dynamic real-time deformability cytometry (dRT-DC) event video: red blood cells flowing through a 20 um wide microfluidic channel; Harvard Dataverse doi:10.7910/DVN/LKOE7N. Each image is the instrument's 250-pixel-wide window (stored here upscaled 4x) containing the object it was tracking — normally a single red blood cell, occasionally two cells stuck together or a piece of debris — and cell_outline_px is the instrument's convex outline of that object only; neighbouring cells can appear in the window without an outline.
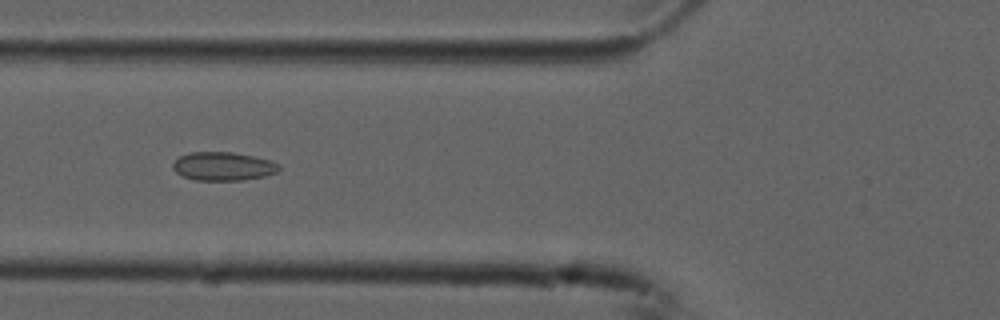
{"species": "common noctule bat (a hibernating species)", "species_latin": "Nyctalus noctula", "temperature_condition": "cold", "stored_images_in_passage": 10, "camera_frame_rate_fps": 3000, "um_per_image_px": 0.085, "animal": {"sex": "male", "forearm_length_mm": 52.5}, "frame": {"image": 1, "passage_image": 6, "time_ms": 1.667, "image_size_px": [1000, 320], "cell_outline_px": [[280, 168], [276, 172], [264, 176], [240, 180], [196, 180], [184, 176], [176, 172], [172, 168], [172, 164], [180, 156], [188, 152], [232, 152], [252, 156], [268, 160], [280, 164]], "centroid_in_image_um": [18.95, 14.13], "position_along_channel_um": 106.9, "area_um2": 17.46}}
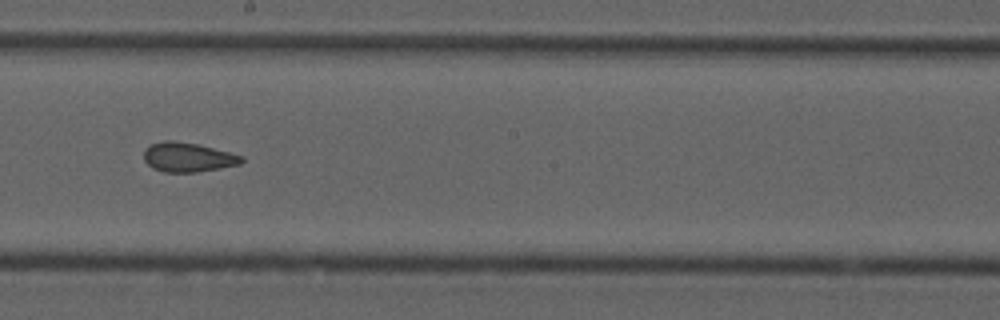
{"frame": {"image": 2, "passage_image": 9, "time_ms": 2.667, "image_size_px": [1000, 320], "cell_outline_px": [[244, 160], [240, 164], [196, 172], [164, 172], [152, 168], [144, 160], [144, 152], [152, 144], [164, 140], [172, 140], [200, 144], [244, 156]], "centroid_in_image_um": [15.99, 13.36], "position_along_channel_um": 232.2, "area_um2": 16.7}}
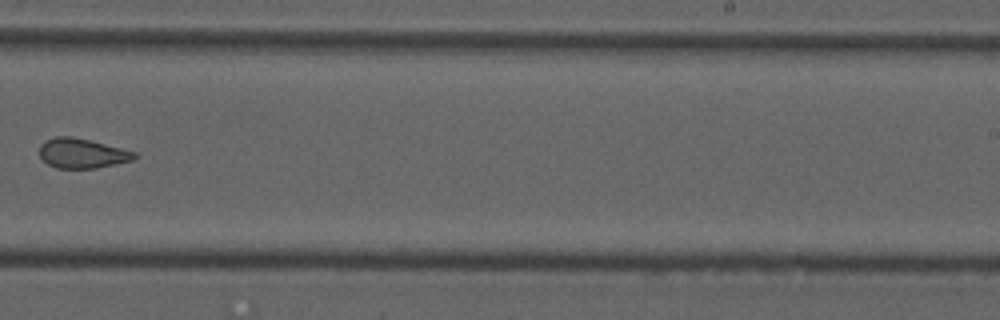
{"frame": {"image": 3, "passage_image": 10, "time_ms": 3.0, "image_size_px": [1000, 320], "cell_outline_px": [[136, 156], [132, 160], [96, 168], [56, 168], [48, 164], [40, 156], [40, 144], [44, 140], [56, 136], [72, 136], [136, 152]], "centroid_in_image_um": [6.93, 13.03], "position_along_channel_um": 282.1, "area_um2": 16.24}}